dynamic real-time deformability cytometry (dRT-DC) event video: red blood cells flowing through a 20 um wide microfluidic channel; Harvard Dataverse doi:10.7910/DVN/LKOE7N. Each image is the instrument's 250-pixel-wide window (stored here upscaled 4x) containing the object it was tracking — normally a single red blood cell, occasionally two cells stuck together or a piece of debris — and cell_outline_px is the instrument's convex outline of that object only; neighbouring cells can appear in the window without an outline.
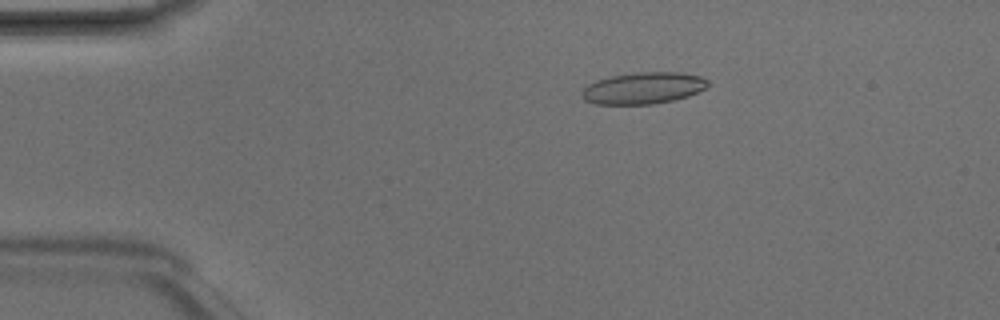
{"species": "Egyptian fruit bat (a non-hibernating species)", "species_latin": "Rousettus aegyptiacus", "temperature_condition": "room temperature", "stored_images_in_passage": 6, "camera_frame_rate_fps": 3000, "um_per_image_px": 0.085, "animal": {"sex": "male"}, "frame": {"image": 1, "passage_image": 3, "time_ms": 0.667, "image_size_px": [1000, 320], "cell_outline_px": [[708, 84], [704, 88], [688, 96], [672, 100], [652, 104], [596, 104], [584, 100], [580, 96], [580, 92], [588, 84], [596, 80], [612, 76], [636, 72], [680, 72], [700, 76], [708, 80]], "centroid_in_image_um": [54.63, 7.48], "position_along_channel_um": 30.4, "area_um2": 23.18}}
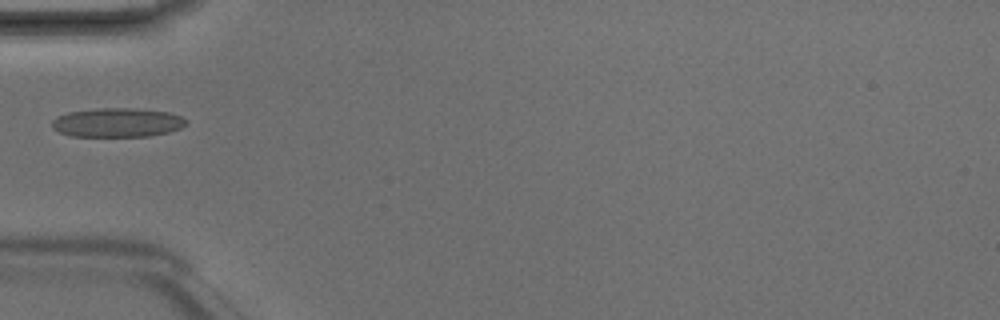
{"frame": {"image": 2, "passage_image": 5, "time_ms": 1.333, "image_size_px": [1000, 320], "cell_outline_px": [[188, 120], [180, 128], [168, 132], [148, 136], [72, 136], [60, 132], [52, 128], [52, 120], [56, 116], [68, 112], [96, 108], [136, 108], [168, 112], [180, 116]], "centroid_in_image_um": [9.94, 10.41], "position_along_channel_um": 75.1, "area_um2": 22.72}}